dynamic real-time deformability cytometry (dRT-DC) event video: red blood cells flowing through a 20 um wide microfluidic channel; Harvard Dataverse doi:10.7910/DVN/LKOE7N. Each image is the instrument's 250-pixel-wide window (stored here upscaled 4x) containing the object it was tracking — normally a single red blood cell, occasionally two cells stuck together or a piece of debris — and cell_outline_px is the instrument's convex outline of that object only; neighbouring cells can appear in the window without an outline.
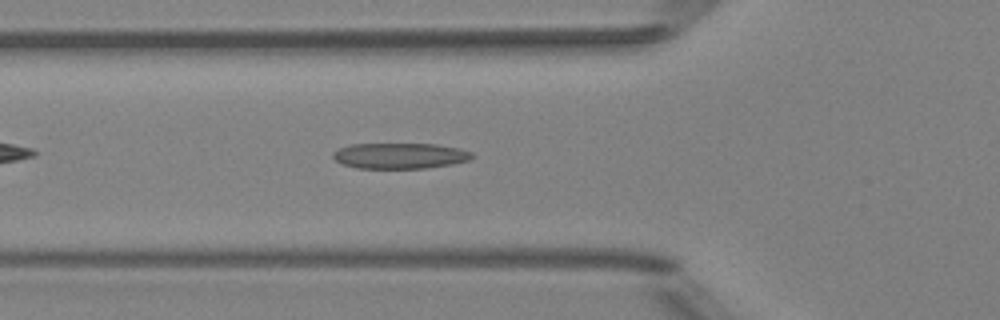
{"species": "Egyptian fruit bat (a non-hibernating species)", "species_latin": "Rousettus aegyptiacus", "temperature_condition": "room temperature", "stored_images_in_passage": 37, "camera_frame_rate_fps": 3000, "um_per_image_px": 0.085, "animal": {"sex": "female"}, "frame": {"image": 1, "passage_image": 7, "time_ms": 2.0, "image_size_px": [1000, 320], "cell_outline_px": [[476, 156], [468, 160], [452, 164], [424, 168], [356, 168], [340, 164], [332, 156], [332, 152], [348, 144], [436, 144], [460, 148], [472, 152]], "centroid_in_image_um": [33.98, 13.24], "position_along_channel_um": 91.8, "area_um2": 20.98}}
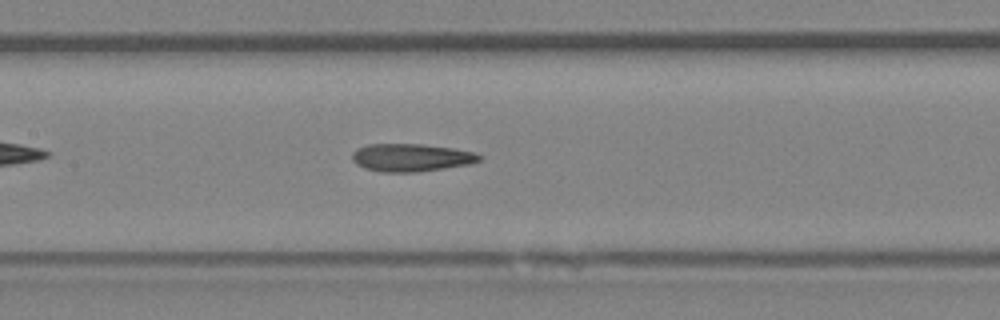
{"frame": {"image": 2, "passage_image": 13, "time_ms": 4.0, "image_size_px": [1000, 320], "cell_outline_px": [[480, 160], [472, 164], [416, 172], [380, 172], [364, 168], [356, 164], [352, 160], [352, 152], [356, 148], [368, 144], [420, 144], [452, 148], [476, 152], [480, 156]], "centroid_in_image_um": [34.92, 13.39], "position_along_channel_um": 172.5, "area_um2": 20.69}}
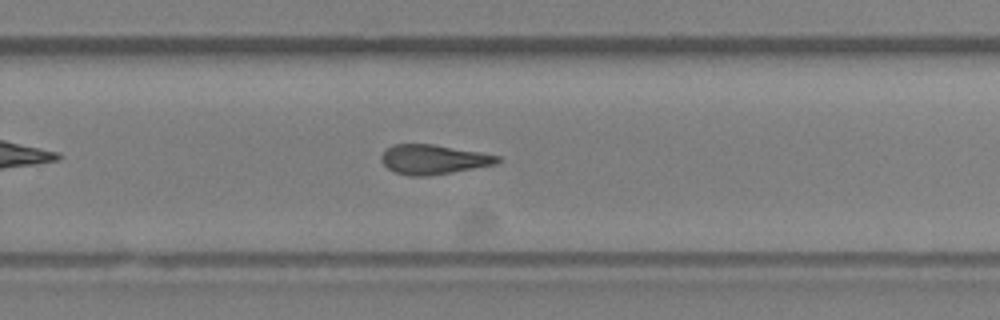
{"frame": {"image": 3, "passage_image": 22, "time_ms": 7.0, "image_size_px": [1000, 320], "cell_outline_px": [[500, 160], [496, 164], [452, 172], [428, 176], [412, 176], [396, 172], [388, 168], [380, 160], [380, 156], [384, 148], [392, 144], [432, 144], [480, 152], [500, 156]], "centroid_in_image_um": [36.79, 13.54], "position_along_channel_um": 293.0, "area_um2": 20.0}}